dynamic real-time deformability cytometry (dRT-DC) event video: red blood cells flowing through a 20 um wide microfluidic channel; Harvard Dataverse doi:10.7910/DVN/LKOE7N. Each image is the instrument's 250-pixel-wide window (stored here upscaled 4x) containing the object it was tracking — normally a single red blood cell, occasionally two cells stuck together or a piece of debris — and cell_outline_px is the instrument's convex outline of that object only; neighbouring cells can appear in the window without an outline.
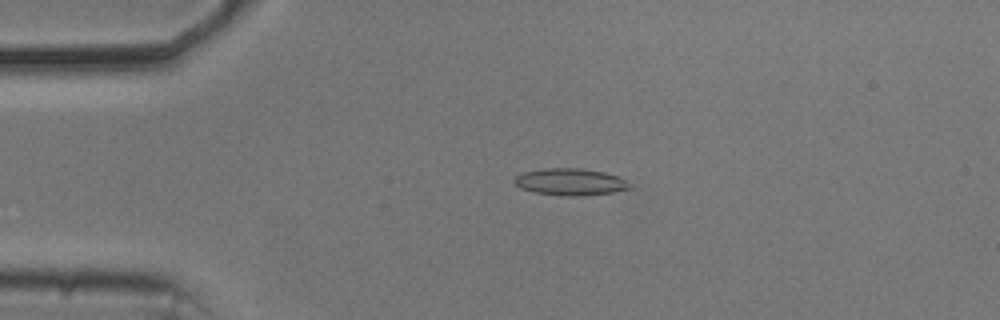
{"species": "common noctule bat (a hibernating species)", "species_latin": "Nyctalus noctula", "temperature_condition": "cold", "stored_images_in_passage": 54, "camera_frame_rate_fps": 3000, "um_per_image_px": 0.085, "animal": {"sex": "male", "body_mass_g": 20.5, "forearm_length_mm": 52.5}, "frame": {"image": 1, "passage_image": 11, "time_ms": 3.333, "image_size_px": [1000, 320], "cell_outline_px": [[632, 188], [612, 192], [580, 196], [568, 196], [536, 192], [520, 188], [512, 180], [516, 176], [524, 172], [544, 168], [580, 168], [604, 172], [616, 176], [624, 180]], "centroid_in_image_um": [48.44, 15.45], "position_along_channel_um": 36.6, "area_um2": 17.8}}
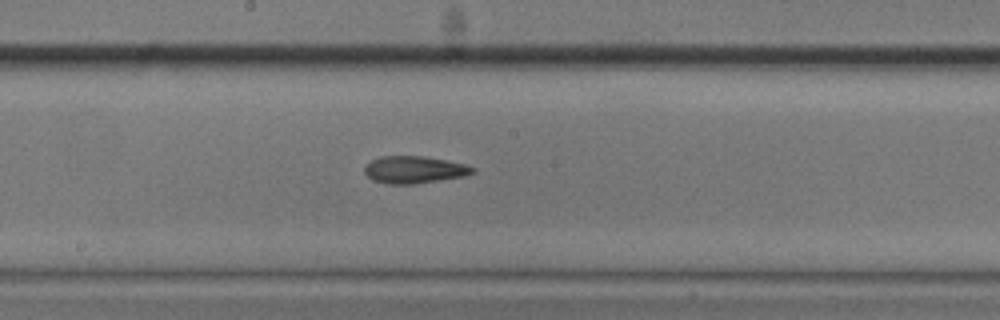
{"frame": {"image": 2, "passage_image": 28, "time_ms": 9.0, "image_size_px": [1000, 320], "cell_outline_px": [[476, 172], [464, 176], [416, 184], [388, 184], [372, 180], [364, 172], [364, 164], [380, 156], [424, 156], [464, 164], [476, 168]], "centroid_in_image_um": [35.19, 14.43], "position_along_channel_um": 213.0, "area_um2": 17.22}}
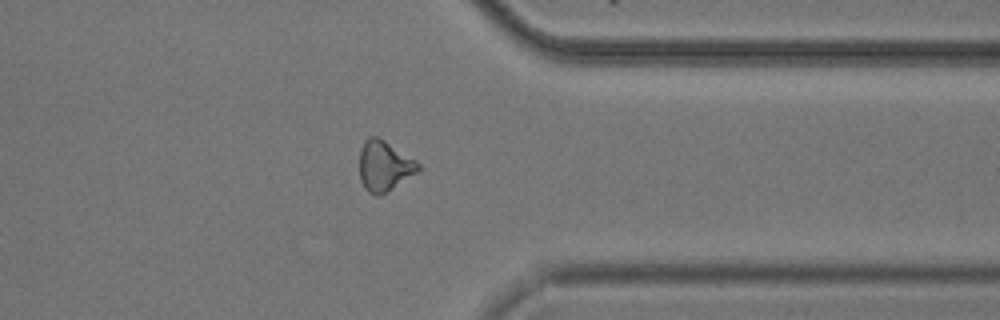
{"frame": {"image": 3, "passage_image": 42, "time_ms": 13.667, "image_size_px": [1000, 320], "cell_outline_px": [[424, 168], [380, 196], [376, 196], [368, 192], [364, 188], [360, 180], [360, 148], [364, 140], [368, 136], [376, 136], [384, 140], [416, 160]], "centroid_in_image_um": [32.67, 14.11], "position_along_channel_um": 378.7, "area_um2": 17.4}, "authors_computed_cell_mechanics": {"area_um2": 17.1955, "velocity_mm_per_s": 3.6879, "shape_relaxation_time_tau1_ms": 6.0777, "shape_relaxation_time_tau2_ms": 3.6301, "deformation_change_tau1": 0.1356, "deformation_change_tau2": 0.1199}}